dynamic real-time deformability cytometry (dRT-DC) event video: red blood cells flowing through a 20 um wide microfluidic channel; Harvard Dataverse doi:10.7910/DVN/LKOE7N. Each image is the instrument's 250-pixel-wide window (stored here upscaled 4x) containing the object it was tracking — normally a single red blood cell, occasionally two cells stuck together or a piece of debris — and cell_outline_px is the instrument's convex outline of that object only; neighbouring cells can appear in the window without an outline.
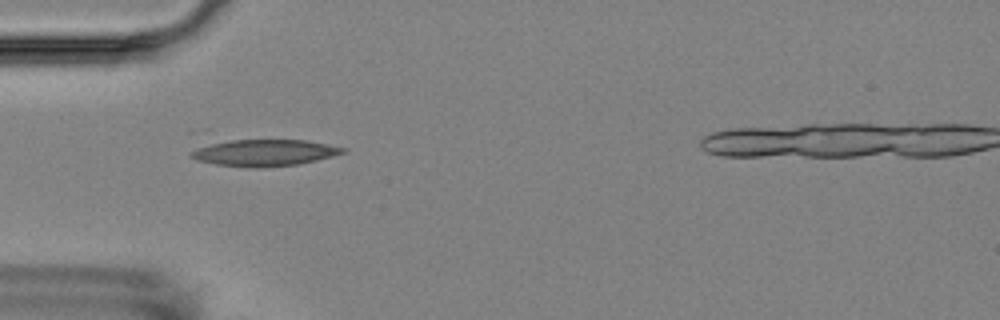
{"species": "Egyptian fruit bat (a non-hibernating species)", "species_latin": "Rousettus aegyptiacus", "temperature_condition": "room temperature", "stored_images_in_passage": 2, "camera_frame_rate_fps": 3000, "um_per_image_px": 0.085, "animal": {"sex": "female"}, "frame": {"image": 1, "passage_image": 1, "time_ms": 0.0, "image_size_px": [1000, 320], "cell_outline_px": [[348, 148], [344, 152], [332, 156], [316, 160], [296, 164], [256, 168], [216, 164], [196, 160], [188, 156], [188, 132], [204, 128], [208, 128], [304, 140]], "centroid_in_image_um": [21.62, 12.67], "position_along_channel_um": 63.4, "area_um2": 30.4}}